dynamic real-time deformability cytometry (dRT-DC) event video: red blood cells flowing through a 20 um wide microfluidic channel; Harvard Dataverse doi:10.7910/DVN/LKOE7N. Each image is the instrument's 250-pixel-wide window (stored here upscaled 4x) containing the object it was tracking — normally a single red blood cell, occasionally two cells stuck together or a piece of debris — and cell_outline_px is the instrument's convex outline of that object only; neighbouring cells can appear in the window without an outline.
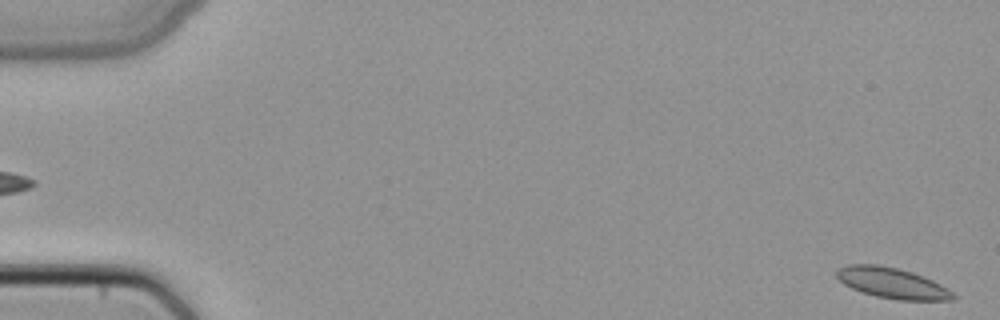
{"species": "common noctule bat (a hibernating species)", "species_latin": "Nyctalus noctula", "temperature_condition": "cold", "stored_images_in_passage": 5, "segment_of_instrument_passage": [2, 2], "camera_frame_rate_fps": 3000, "um_per_image_px": 0.085, "animal": {"sex": "female", "body_mass_g": 22.7, "forearm_length_mm": 54.2}, "frame": {"image": 1, "passage_image": 5, "time_ms": 1.333, "image_size_px": [1000, 320], "cell_outline_px": [[956, 296], [952, 300], [900, 300], [876, 296], [852, 288], [844, 284], [836, 276], [836, 268], [848, 264], [876, 264], [896, 268], [912, 272], [924, 276], [948, 288]], "centroid_in_image_um": [75.82, 24.05], "position_along_channel_um": 9.2, "area_um2": 20.69}}